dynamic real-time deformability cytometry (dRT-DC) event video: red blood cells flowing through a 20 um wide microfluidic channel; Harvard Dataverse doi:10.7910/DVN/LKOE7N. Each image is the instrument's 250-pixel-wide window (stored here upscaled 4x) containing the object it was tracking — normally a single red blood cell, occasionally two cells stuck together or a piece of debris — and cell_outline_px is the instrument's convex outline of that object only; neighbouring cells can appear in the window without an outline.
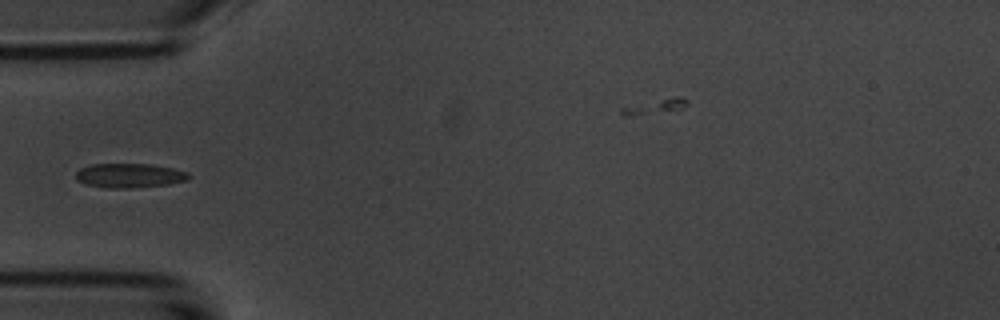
{"species": "common noctule bat (a hibernating species)", "species_latin": "Nyctalus noctula", "temperature_condition": "room temperature", "stored_images_in_passage": 4, "camera_frame_rate_fps": 3000, "um_per_image_px": 0.085, "animal": {"sex": "male", "body_mass_g": 20.1, "forearm_length_mm": 53.5}, "frame": {"image": 1, "passage_image": 3, "time_ms": 3.667, "image_size_px": [1000, 320], "cell_outline_px": [[192, 176], [188, 180], [168, 184], [132, 188], [108, 188], [84, 184], [76, 180], [76, 172], [80, 168], [92, 164], [152, 164], [172, 168], [188, 172]], "centroid_in_image_um": [11.01, 14.92], "position_along_channel_um": 74.0, "area_um2": 16.13}}